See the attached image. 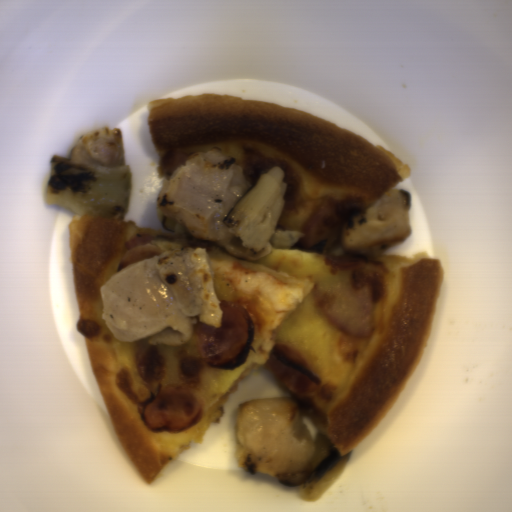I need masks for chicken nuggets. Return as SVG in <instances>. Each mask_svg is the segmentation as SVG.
I'll return each instance as SVG.
<instances>
[{"label":"chicken nuggets","mask_w":512,"mask_h":512,"mask_svg":"<svg viewBox=\"0 0 512 512\" xmlns=\"http://www.w3.org/2000/svg\"><path fill=\"white\" fill-rule=\"evenodd\" d=\"M102 319L117 342H190L196 322L221 327L207 250L187 246L135 261L100 289Z\"/></svg>","instance_id":"chicken-nuggets-1"},{"label":"chicken nuggets","mask_w":512,"mask_h":512,"mask_svg":"<svg viewBox=\"0 0 512 512\" xmlns=\"http://www.w3.org/2000/svg\"><path fill=\"white\" fill-rule=\"evenodd\" d=\"M236 161L216 147L188 156L160 186L159 215L240 260L254 262L265 259L273 249L293 248L305 233L275 228L264 249L254 253L227 228L225 217L252 187Z\"/></svg>","instance_id":"chicken-nuggets-2"},{"label":"chicken nuggets","mask_w":512,"mask_h":512,"mask_svg":"<svg viewBox=\"0 0 512 512\" xmlns=\"http://www.w3.org/2000/svg\"><path fill=\"white\" fill-rule=\"evenodd\" d=\"M234 460L250 474L306 472L316 452L296 398H249L238 407Z\"/></svg>","instance_id":"chicken-nuggets-3"},{"label":"chicken nuggets","mask_w":512,"mask_h":512,"mask_svg":"<svg viewBox=\"0 0 512 512\" xmlns=\"http://www.w3.org/2000/svg\"><path fill=\"white\" fill-rule=\"evenodd\" d=\"M410 191L390 188L360 214L344 222L339 241L341 251L368 259L383 255L413 231Z\"/></svg>","instance_id":"chicken-nuggets-4"},{"label":"chicken nuggets","mask_w":512,"mask_h":512,"mask_svg":"<svg viewBox=\"0 0 512 512\" xmlns=\"http://www.w3.org/2000/svg\"><path fill=\"white\" fill-rule=\"evenodd\" d=\"M68 159L86 164L125 167L123 130L100 126L79 138Z\"/></svg>","instance_id":"chicken-nuggets-5"}]
</instances>
